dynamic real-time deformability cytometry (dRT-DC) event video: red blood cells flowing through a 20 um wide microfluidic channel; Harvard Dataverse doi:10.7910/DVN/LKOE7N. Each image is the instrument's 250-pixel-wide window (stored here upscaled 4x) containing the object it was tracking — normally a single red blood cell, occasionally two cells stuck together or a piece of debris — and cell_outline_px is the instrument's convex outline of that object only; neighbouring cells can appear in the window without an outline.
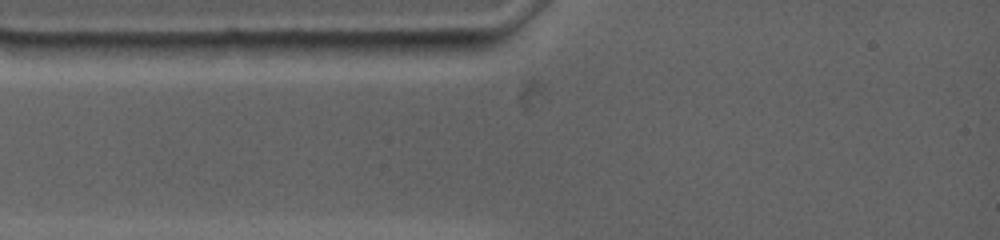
{"species": "common noctule bat (a hibernating species)", "species_latin": "Nyctalus noctula", "temperature_condition": "warm", "stored_images_in_passage": 1, "camera_frame_rate_fps": 4500, "um_per_image_px": 0.085, "animal": {"sex": "female", "body_mass_g": 19.0, "forearm_length_mm": 53.3}, "frame": {"image": 1, "passage_image": 1, "time_ms": 0.0, "image_size_px": [1000, 240], "cell_outline_px": [[516, 28], [512, 32], [488, 48], [468, 56], [404, 60], [376, 56], [356, 52], [348, 44], [348, 40]], "centroid_in_image_um": [36.56, 3.8], "position_along_channel_um": 48.4, "area_um2": 23.18}}